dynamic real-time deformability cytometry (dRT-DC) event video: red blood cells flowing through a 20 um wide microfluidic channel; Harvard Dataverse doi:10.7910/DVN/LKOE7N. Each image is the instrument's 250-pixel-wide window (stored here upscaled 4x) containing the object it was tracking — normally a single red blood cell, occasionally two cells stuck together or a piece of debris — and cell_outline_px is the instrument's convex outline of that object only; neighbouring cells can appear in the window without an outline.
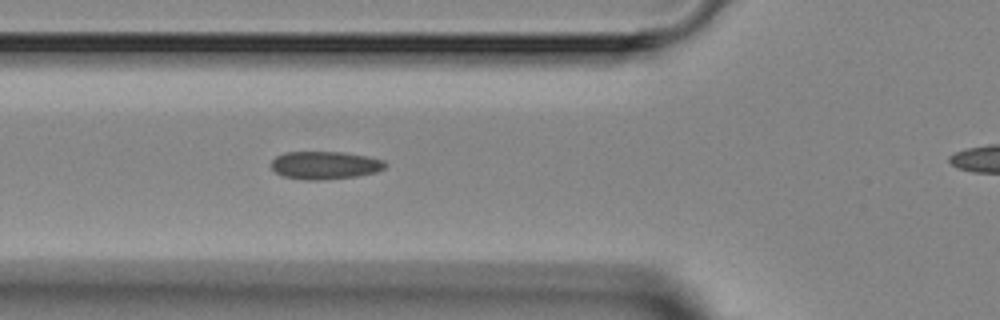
{"species": "Egyptian fruit bat (a non-hibernating species)", "species_latin": "Rousettus aegyptiacus", "temperature_condition": "room temperature", "stored_images_in_passage": 5, "segment_of_instrument_passage": [1, 2], "camera_frame_rate_fps": 3000, "um_per_image_px": 0.085, "animal": {"sex": "female"}, "frame": {"image": 1, "passage_image": 4, "time_ms": 3.333, "image_size_px": [1000, 320], "cell_outline_px": [[388, 164], [384, 168], [376, 172], [356, 176], [316, 180], [308, 180], [284, 176], [276, 172], [272, 168], [272, 160], [276, 156], [284, 152], [344, 152], [368, 156], [384, 160]], "centroid_in_image_um": [27.65, 14.03], "position_along_channel_um": 98.2, "area_um2": 18.44}}